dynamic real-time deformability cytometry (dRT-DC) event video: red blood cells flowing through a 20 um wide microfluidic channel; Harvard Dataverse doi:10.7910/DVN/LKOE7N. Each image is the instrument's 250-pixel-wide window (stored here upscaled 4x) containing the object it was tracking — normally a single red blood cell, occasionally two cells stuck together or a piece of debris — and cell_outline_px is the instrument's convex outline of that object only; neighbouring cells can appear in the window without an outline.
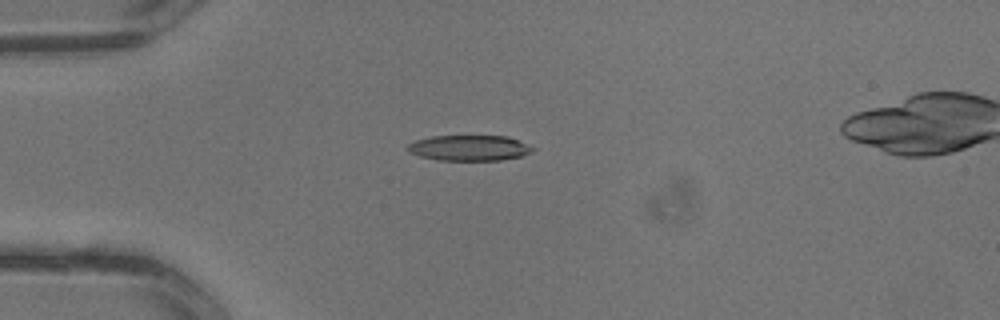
{"species": "common noctule bat (a hibernating species)", "species_latin": "Nyctalus noctula", "temperature_condition": "warm", "stored_images_in_passage": 4, "camera_frame_rate_fps": 3000, "um_per_image_px": 0.085, "animal": {"sex": "male", "body_mass_g": 13.3}, "frame": {"image": 1, "passage_image": 3, "time_ms": 0.667, "image_size_px": [1000, 320], "cell_outline_px": [[536, 148], [532, 152], [520, 156], [500, 160], [436, 160], [420, 156], [408, 152], [404, 148], [408, 144], [416, 140], [432, 136], [508, 136]], "centroid_in_image_um": [39.85, 12.57], "position_along_channel_um": 45.1, "area_um2": 18.67}}